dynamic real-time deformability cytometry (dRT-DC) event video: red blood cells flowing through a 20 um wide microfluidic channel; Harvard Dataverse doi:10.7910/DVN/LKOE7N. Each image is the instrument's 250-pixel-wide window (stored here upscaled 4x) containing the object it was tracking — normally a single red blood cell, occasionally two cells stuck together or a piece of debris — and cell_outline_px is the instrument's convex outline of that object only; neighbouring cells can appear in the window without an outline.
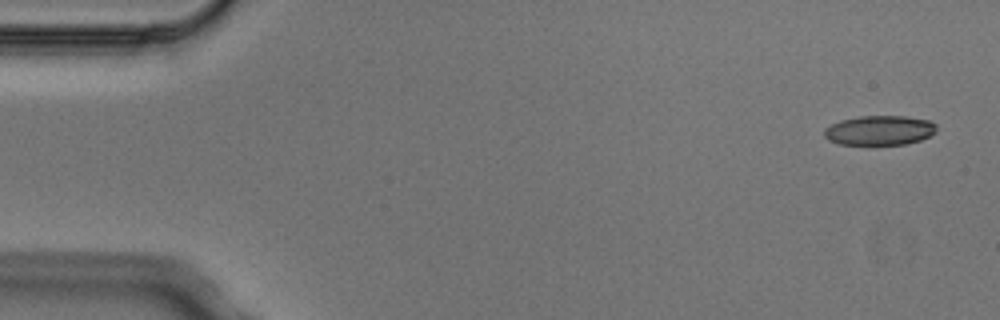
{"species": "Egyptian fruit bat (a non-hibernating species)", "species_latin": "Rousettus aegyptiacus", "temperature_condition": "cold", "stored_images_in_passage": 3, "camera_frame_rate_fps": 3000, "um_per_image_px": 0.085, "animal": {"sex": "male"}, "frame": {"image": 1, "passage_image": 1, "time_ms": 0.0, "image_size_px": [1000, 320], "cell_outline_px": [[936, 132], [920, 140], [904, 144], [840, 144], [828, 140], [824, 136], [824, 128], [840, 120], [860, 116], [908, 116], [928, 120], [936, 124]], "centroid_in_image_um": [74.75, 11.07], "position_along_channel_um": 10.2, "area_um2": 19.31}}